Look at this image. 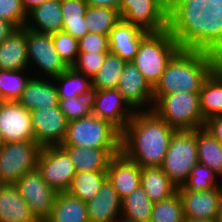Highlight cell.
Here are the masks:
<instances>
[{
	"label": "cell",
	"mask_w": 222,
	"mask_h": 222,
	"mask_svg": "<svg viewBox=\"0 0 222 222\" xmlns=\"http://www.w3.org/2000/svg\"><path fill=\"white\" fill-rule=\"evenodd\" d=\"M117 89L134 111H142V108L143 111L153 109V88L132 62L124 65Z\"/></svg>",
	"instance_id": "obj_16"
},
{
	"label": "cell",
	"mask_w": 222,
	"mask_h": 222,
	"mask_svg": "<svg viewBox=\"0 0 222 222\" xmlns=\"http://www.w3.org/2000/svg\"><path fill=\"white\" fill-rule=\"evenodd\" d=\"M84 19L88 32L109 35L121 17L117 9L88 5Z\"/></svg>",
	"instance_id": "obj_34"
},
{
	"label": "cell",
	"mask_w": 222,
	"mask_h": 222,
	"mask_svg": "<svg viewBox=\"0 0 222 222\" xmlns=\"http://www.w3.org/2000/svg\"><path fill=\"white\" fill-rule=\"evenodd\" d=\"M119 14L123 21L149 33L167 30L168 0H121Z\"/></svg>",
	"instance_id": "obj_9"
},
{
	"label": "cell",
	"mask_w": 222,
	"mask_h": 222,
	"mask_svg": "<svg viewBox=\"0 0 222 222\" xmlns=\"http://www.w3.org/2000/svg\"><path fill=\"white\" fill-rule=\"evenodd\" d=\"M17 28L10 22L0 19V44L5 41Z\"/></svg>",
	"instance_id": "obj_45"
},
{
	"label": "cell",
	"mask_w": 222,
	"mask_h": 222,
	"mask_svg": "<svg viewBox=\"0 0 222 222\" xmlns=\"http://www.w3.org/2000/svg\"><path fill=\"white\" fill-rule=\"evenodd\" d=\"M107 179L122 200L140 186L141 167L119 152L110 160Z\"/></svg>",
	"instance_id": "obj_17"
},
{
	"label": "cell",
	"mask_w": 222,
	"mask_h": 222,
	"mask_svg": "<svg viewBox=\"0 0 222 222\" xmlns=\"http://www.w3.org/2000/svg\"><path fill=\"white\" fill-rule=\"evenodd\" d=\"M58 105L68 121L92 115L91 95L59 99Z\"/></svg>",
	"instance_id": "obj_39"
},
{
	"label": "cell",
	"mask_w": 222,
	"mask_h": 222,
	"mask_svg": "<svg viewBox=\"0 0 222 222\" xmlns=\"http://www.w3.org/2000/svg\"><path fill=\"white\" fill-rule=\"evenodd\" d=\"M79 52L101 53L110 52L108 35L87 32L78 40Z\"/></svg>",
	"instance_id": "obj_43"
},
{
	"label": "cell",
	"mask_w": 222,
	"mask_h": 222,
	"mask_svg": "<svg viewBox=\"0 0 222 222\" xmlns=\"http://www.w3.org/2000/svg\"><path fill=\"white\" fill-rule=\"evenodd\" d=\"M167 30L180 49L222 51V4H168Z\"/></svg>",
	"instance_id": "obj_1"
},
{
	"label": "cell",
	"mask_w": 222,
	"mask_h": 222,
	"mask_svg": "<svg viewBox=\"0 0 222 222\" xmlns=\"http://www.w3.org/2000/svg\"><path fill=\"white\" fill-rule=\"evenodd\" d=\"M154 203L141 186L121 201V217L133 222H150Z\"/></svg>",
	"instance_id": "obj_33"
},
{
	"label": "cell",
	"mask_w": 222,
	"mask_h": 222,
	"mask_svg": "<svg viewBox=\"0 0 222 222\" xmlns=\"http://www.w3.org/2000/svg\"><path fill=\"white\" fill-rule=\"evenodd\" d=\"M37 170L56 192H66L76 174L69 155L60 146L43 147L37 160Z\"/></svg>",
	"instance_id": "obj_10"
},
{
	"label": "cell",
	"mask_w": 222,
	"mask_h": 222,
	"mask_svg": "<svg viewBox=\"0 0 222 222\" xmlns=\"http://www.w3.org/2000/svg\"><path fill=\"white\" fill-rule=\"evenodd\" d=\"M214 70L222 77V51L214 53Z\"/></svg>",
	"instance_id": "obj_49"
},
{
	"label": "cell",
	"mask_w": 222,
	"mask_h": 222,
	"mask_svg": "<svg viewBox=\"0 0 222 222\" xmlns=\"http://www.w3.org/2000/svg\"><path fill=\"white\" fill-rule=\"evenodd\" d=\"M0 222H39L14 184H0Z\"/></svg>",
	"instance_id": "obj_24"
},
{
	"label": "cell",
	"mask_w": 222,
	"mask_h": 222,
	"mask_svg": "<svg viewBox=\"0 0 222 222\" xmlns=\"http://www.w3.org/2000/svg\"><path fill=\"white\" fill-rule=\"evenodd\" d=\"M214 71V53L180 49L168 62L153 88L154 104L164 95L200 92L204 81Z\"/></svg>",
	"instance_id": "obj_3"
},
{
	"label": "cell",
	"mask_w": 222,
	"mask_h": 222,
	"mask_svg": "<svg viewBox=\"0 0 222 222\" xmlns=\"http://www.w3.org/2000/svg\"><path fill=\"white\" fill-rule=\"evenodd\" d=\"M106 179L107 171L76 172L66 192L87 203L98 194Z\"/></svg>",
	"instance_id": "obj_32"
},
{
	"label": "cell",
	"mask_w": 222,
	"mask_h": 222,
	"mask_svg": "<svg viewBox=\"0 0 222 222\" xmlns=\"http://www.w3.org/2000/svg\"><path fill=\"white\" fill-rule=\"evenodd\" d=\"M54 83L52 78L32 75L17 101L29 111L58 106V90Z\"/></svg>",
	"instance_id": "obj_21"
},
{
	"label": "cell",
	"mask_w": 222,
	"mask_h": 222,
	"mask_svg": "<svg viewBox=\"0 0 222 222\" xmlns=\"http://www.w3.org/2000/svg\"><path fill=\"white\" fill-rule=\"evenodd\" d=\"M149 32L120 19L108 35L110 53L131 62L138 52L141 41Z\"/></svg>",
	"instance_id": "obj_18"
},
{
	"label": "cell",
	"mask_w": 222,
	"mask_h": 222,
	"mask_svg": "<svg viewBox=\"0 0 222 222\" xmlns=\"http://www.w3.org/2000/svg\"><path fill=\"white\" fill-rule=\"evenodd\" d=\"M3 102V99L1 98V96H0V104Z\"/></svg>",
	"instance_id": "obj_54"
},
{
	"label": "cell",
	"mask_w": 222,
	"mask_h": 222,
	"mask_svg": "<svg viewBox=\"0 0 222 222\" xmlns=\"http://www.w3.org/2000/svg\"><path fill=\"white\" fill-rule=\"evenodd\" d=\"M217 222H222V184L218 187Z\"/></svg>",
	"instance_id": "obj_50"
},
{
	"label": "cell",
	"mask_w": 222,
	"mask_h": 222,
	"mask_svg": "<svg viewBox=\"0 0 222 222\" xmlns=\"http://www.w3.org/2000/svg\"><path fill=\"white\" fill-rule=\"evenodd\" d=\"M25 28L45 34L62 31L61 0H47L31 10L27 14Z\"/></svg>",
	"instance_id": "obj_23"
},
{
	"label": "cell",
	"mask_w": 222,
	"mask_h": 222,
	"mask_svg": "<svg viewBox=\"0 0 222 222\" xmlns=\"http://www.w3.org/2000/svg\"><path fill=\"white\" fill-rule=\"evenodd\" d=\"M197 163L196 130L176 131L161 165L162 170L177 187H180Z\"/></svg>",
	"instance_id": "obj_7"
},
{
	"label": "cell",
	"mask_w": 222,
	"mask_h": 222,
	"mask_svg": "<svg viewBox=\"0 0 222 222\" xmlns=\"http://www.w3.org/2000/svg\"><path fill=\"white\" fill-rule=\"evenodd\" d=\"M54 47L64 63L71 67L79 54L78 39H75L70 34L64 31L51 34Z\"/></svg>",
	"instance_id": "obj_40"
},
{
	"label": "cell",
	"mask_w": 222,
	"mask_h": 222,
	"mask_svg": "<svg viewBox=\"0 0 222 222\" xmlns=\"http://www.w3.org/2000/svg\"><path fill=\"white\" fill-rule=\"evenodd\" d=\"M87 7L85 0H61L62 31L81 39L88 32L84 19Z\"/></svg>",
	"instance_id": "obj_30"
},
{
	"label": "cell",
	"mask_w": 222,
	"mask_h": 222,
	"mask_svg": "<svg viewBox=\"0 0 222 222\" xmlns=\"http://www.w3.org/2000/svg\"><path fill=\"white\" fill-rule=\"evenodd\" d=\"M199 102L205 120L222 115V77L215 70L204 81L199 92Z\"/></svg>",
	"instance_id": "obj_29"
},
{
	"label": "cell",
	"mask_w": 222,
	"mask_h": 222,
	"mask_svg": "<svg viewBox=\"0 0 222 222\" xmlns=\"http://www.w3.org/2000/svg\"><path fill=\"white\" fill-rule=\"evenodd\" d=\"M109 52L87 53L79 52L75 63L71 66L75 71L84 74L86 77L92 78L97 74L98 70Z\"/></svg>",
	"instance_id": "obj_41"
},
{
	"label": "cell",
	"mask_w": 222,
	"mask_h": 222,
	"mask_svg": "<svg viewBox=\"0 0 222 222\" xmlns=\"http://www.w3.org/2000/svg\"><path fill=\"white\" fill-rule=\"evenodd\" d=\"M53 81L56 84L59 99L91 95L93 91L91 79L72 67H68L62 74L53 78Z\"/></svg>",
	"instance_id": "obj_31"
},
{
	"label": "cell",
	"mask_w": 222,
	"mask_h": 222,
	"mask_svg": "<svg viewBox=\"0 0 222 222\" xmlns=\"http://www.w3.org/2000/svg\"><path fill=\"white\" fill-rule=\"evenodd\" d=\"M0 19L12 23L17 29L25 27L27 14L21 0H0Z\"/></svg>",
	"instance_id": "obj_42"
},
{
	"label": "cell",
	"mask_w": 222,
	"mask_h": 222,
	"mask_svg": "<svg viewBox=\"0 0 222 222\" xmlns=\"http://www.w3.org/2000/svg\"><path fill=\"white\" fill-rule=\"evenodd\" d=\"M29 68L26 44V28L16 29L0 44V70Z\"/></svg>",
	"instance_id": "obj_25"
},
{
	"label": "cell",
	"mask_w": 222,
	"mask_h": 222,
	"mask_svg": "<svg viewBox=\"0 0 222 222\" xmlns=\"http://www.w3.org/2000/svg\"><path fill=\"white\" fill-rule=\"evenodd\" d=\"M176 131H192L204 127L199 92H179L162 96L152 109Z\"/></svg>",
	"instance_id": "obj_5"
},
{
	"label": "cell",
	"mask_w": 222,
	"mask_h": 222,
	"mask_svg": "<svg viewBox=\"0 0 222 222\" xmlns=\"http://www.w3.org/2000/svg\"><path fill=\"white\" fill-rule=\"evenodd\" d=\"M47 0H21L23 10L28 14L35 7L43 4Z\"/></svg>",
	"instance_id": "obj_47"
},
{
	"label": "cell",
	"mask_w": 222,
	"mask_h": 222,
	"mask_svg": "<svg viewBox=\"0 0 222 222\" xmlns=\"http://www.w3.org/2000/svg\"><path fill=\"white\" fill-rule=\"evenodd\" d=\"M209 5H219L222 4V0H208Z\"/></svg>",
	"instance_id": "obj_52"
},
{
	"label": "cell",
	"mask_w": 222,
	"mask_h": 222,
	"mask_svg": "<svg viewBox=\"0 0 222 222\" xmlns=\"http://www.w3.org/2000/svg\"><path fill=\"white\" fill-rule=\"evenodd\" d=\"M180 50L168 30L149 33L140 43L131 61L152 88L159 82L168 62Z\"/></svg>",
	"instance_id": "obj_4"
},
{
	"label": "cell",
	"mask_w": 222,
	"mask_h": 222,
	"mask_svg": "<svg viewBox=\"0 0 222 222\" xmlns=\"http://www.w3.org/2000/svg\"><path fill=\"white\" fill-rule=\"evenodd\" d=\"M90 6H101L114 8L119 11V5L121 0H85Z\"/></svg>",
	"instance_id": "obj_46"
},
{
	"label": "cell",
	"mask_w": 222,
	"mask_h": 222,
	"mask_svg": "<svg viewBox=\"0 0 222 222\" xmlns=\"http://www.w3.org/2000/svg\"><path fill=\"white\" fill-rule=\"evenodd\" d=\"M27 57L30 64L41 69L44 78H55L62 74L68 66L61 59L54 47L51 34H45L26 28ZM33 61V62H32ZM40 68V69H39Z\"/></svg>",
	"instance_id": "obj_12"
},
{
	"label": "cell",
	"mask_w": 222,
	"mask_h": 222,
	"mask_svg": "<svg viewBox=\"0 0 222 222\" xmlns=\"http://www.w3.org/2000/svg\"><path fill=\"white\" fill-rule=\"evenodd\" d=\"M0 139L2 143L35 141L30 111L18 101L0 104Z\"/></svg>",
	"instance_id": "obj_14"
},
{
	"label": "cell",
	"mask_w": 222,
	"mask_h": 222,
	"mask_svg": "<svg viewBox=\"0 0 222 222\" xmlns=\"http://www.w3.org/2000/svg\"><path fill=\"white\" fill-rule=\"evenodd\" d=\"M217 176L207 166L197 163L189 174L187 180L177 190H190L193 192H200L205 190H213L219 187L215 177Z\"/></svg>",
	"instance_id": "obj_38"
},
{
	"label": "cell",
	"mask_w": 222,
	"mask_h": 222,
	"mask_svg": "<svg viewBox=\"0 0 222 222\" xmlns=\"http://www.w3.org/2000/svg\"><path fill=\"white\" fill-rule=\"evenodd\" d=\"M35 141L43 148L65 141L69 121L58 106L30 111Z\"/></svg>",
	"instance_id": "obj_13"
},
{
	"label": "cell",
	"mask_w": 222,
	"mask_h": 222,
	"mask_svg": "<svg viewBox=\"0 0 222 222\" xmlns=\"http://www.w3.org/2000/svg\"><path fill=\"white\" fill-rule=\"evenodd\" d=\"M114 222H133V221H129L127 219H124L122 217H119L118 219H116Z\"/></svg>",
	"instance_id": "obj_53"
},
{
	"label": "cell",
	"mask_w": 222,
	"mask_h": 222,
	"mask_svg": "<svg viewBox=\"0 0 222 222\" xmlns=\"http://www.w3.org/2000/svg\"><path fill=\"white\" fill-rule=\"evenodd\" d=\"M176 132L153 110L135 111L121 132V152L142 167H161Z\"/></svg>",
	"instance_id": "obj_2"
},
{
	"label": "cell",
	"mask_w": 222,
	"mask_h": 222,
	"mask_svg": "<svg viewBox=\"0 0 222 222\" xmlns=\"http://www.w3.org/2000/svg\"><path fill=\"white\" fill-rule=\"evenodd\" d=\"M60 147L69 155L76 172L107 171L112 157L121 152V148Z\"/></svg>",
	"instance_id": "obj_19"
},
{
	"label": "cell",
	"mask_w": 222,
	"mask_h": 222,
	"mask_svg": "<svg viewBox=\"0 0 222 222\" xmlns=\"http://www.w3.org/2000/svg\"><path fill=\"white\" fill-rule=\"evenodd\" d=\"M14 185L35 218L45 222L51 215L58 192L43 180L37 169L23 175Z\"/></svg>",
	"instance_id": "obj_11"
},
{
	"label": "cell",
	"mask_w": 222,
	"mask_h": 222,
	"mask_svg": "<svg viewBox=\"0 0 222 222\" xmlns=\"http://www.w3.org/2000/svg\"><path fill=\"white\" fill-rule=\"evenodd\" d=\"M180 194L185 219L216 220L218 207V187L213 190L193 192L177 190Z\"/></svg>",
	"instance_id": "obj_22"
},
{
	"label": "cell",
	"mask_w": 222,
	"mask_h": 222,
	"mask_svg": "<svg viewBox=\"0 0 222 222\" xmlns=\"http://www.w3.org/2000/svg\"><path fill=\"white\" fill-rule=\"evenodd\" d=\"M198 162L222 178V144L206 129H196Z\"/></svg>",
	"instance_id": "obj_28"
},
{
	"label": "cell",
	"mask_w": 222,
	"mask_h": 222,
	"mask_svg": "<svg viewBox=\"0 0 222 222\" xmlns=\"http://www.w3.org/2000/svg\"><path fill=\"white\" fill-rule=\"evenodd\" d=\"M184 210L178 191L169 198L154 203L150 222H184Z\"/></svg>",
	"instance_id": "obj_37"
},
{
	"label": "cell",
	"mask_w": 222,
	"mask_h": 222,
	"mask_svg": "<svg viewBox=\"0 0 222 222\" xmlns=\"http://www.w3.org/2000/svg\"><path fill=\"white\" fill-rule=\"evenodd\" d=\"M60 146L121 148V132L92 114L69 121L65 141Z\"/></svg>",
	"instance_id": "obj_6"
},
{
	"label": "cell",
	"mask_w": 222,
	"mask_h": 222,
	"mask_svg": "<svg viewBox=\"0 0 222 222\" xmlns=\"http://www.w3.org/2000/svg\"><path fill=\"white\" fill-rule=\"evenodd\" d=\"M26 73V69L0 70V96L3 101H17L21 97L22 92L32 77Z\"/></svg>",
	"instance_id": "obj_36"
},
{
	"label": "cell",
	"mask_w": 222,
	"mask_h": 222,
	"mask_svg": "<svg viewBox=\"0 0 222 222\" xmlns=\"http://www.w3.org/2000/svg\"><path fill=\"white\" fill-rule=\"evenodd\" d=\"M91 106L93 115L108 121L120 132L124 130L135 113L117 88L93 90Z\"/></svg>",
	"instance_id": "obj_15"
},
{
	"label": "cell",
	"mask_w": 222,
	"mask_h": 222,
	"mask_svg": "<svg viewBox=\"0 0 222 222\" xmlns=\"http://www.w3.org/2000/svg\"><path fill=\"white\" fill-rule=\"evenodd\" d=\"M203 128L222 144V115L206 119Z\"/></svg>",
	"instance_id": "obj_44"
},
{
	"label": "cell",
	"mask_w": 222,
	"mask_h": 222,
	"mask_svg": "<svg viewBox=\"0 0 222 222\" xmlns=\"http://www.w3.org/2000/svg\"><path fill=\"white\" fill-rule=\"evenodd\" d=\"M184 222H217V221L211 219H185Z\"/></svg>",
	"instance_id": "obj_51"
},
{
	"label": "cell",
	"mask_w": 222,
	"mask_h": 222,
	"mask_svg": "<svg viewBox=\"0 0 222 222\" xmlns=\"http://www.w3.org/2000/svg\"><path fill=\"white\" fill-rule=\"evenodd\" d=\"M41 147L36 141L0 145V184H15L23 175L37 169Z\"/></svg>",
	"instance_id": "obj_8"
},
{
	"label": "cell",
	"mask_w": 222,
	"mask_h": 222,
	"mask_svg": "<svg viewBox=\"0 0 222 222\" xmlns=\"http://www.w3.org/2000/svg\"><path fill=\"white\" fill-rule=\"evenodd\" d=\"M45 222H89L87 205L67 192H58Z\"/></svg>",
	"instance_id": "obj_27"
},
{
	"label": "cell",
	"mask_w": 222,
	"mask_h": 222,
	"mask_svg": "<svg viewBox=\"0 0 222 222\" xmlns=\"http://www.w3.org/2000/svg\"><path fill=\"white\" fill-rule=\"evenodd\" d=\"M125 64L126 61L120 56L109 52L91 80L92 90L116 89Z\"/></svg>",
	"instance_id": "obj_35"
},
{
	"label": "cell",
	"mask_w": 222,
	"mask_h": 222,
	"mask_svg": "<svg viewBox=\"0 0 222 222\" xmlns=\"http://www.w3.org/2000/svg\"><path fill=\"white\" fill-rule=\"evenodd\" d=\"M140 186L153 203L169 198L178 188L161 167H142Z\"/></svg>",
	"instance_id": "obj_26"
},
{
	"label": "cell",
	"mask_w": 222,
	"mask_h": 222,
	"mask_svg": "<svg viewBox=\"0 0 222 222\" xmlns=\"http://www.w3.org/2000/svg\"><path fill=\"white\" fill-rule=\"evenodd\" d=\"M121 199L106 179L98 194L86 203L89 222H114L121 217Z\"/></svg>",
	"instance_id": "obj_20"
},
{
	"label": "cell",
	"mask_w": 222,
	"mask_h": 222,
	"mask_svg": "<svg viewBox=\"0 0 222 222\" xmlns=\"http://www.w3.org/2000/svg\"><path fill=\"white\" fill-rule=\"evenodd\" d=\"M168 4L203 5V4H209V1L208 0H168Z\"/></svg>",
	"instance_id": "obj_48"
}]
</instances>
